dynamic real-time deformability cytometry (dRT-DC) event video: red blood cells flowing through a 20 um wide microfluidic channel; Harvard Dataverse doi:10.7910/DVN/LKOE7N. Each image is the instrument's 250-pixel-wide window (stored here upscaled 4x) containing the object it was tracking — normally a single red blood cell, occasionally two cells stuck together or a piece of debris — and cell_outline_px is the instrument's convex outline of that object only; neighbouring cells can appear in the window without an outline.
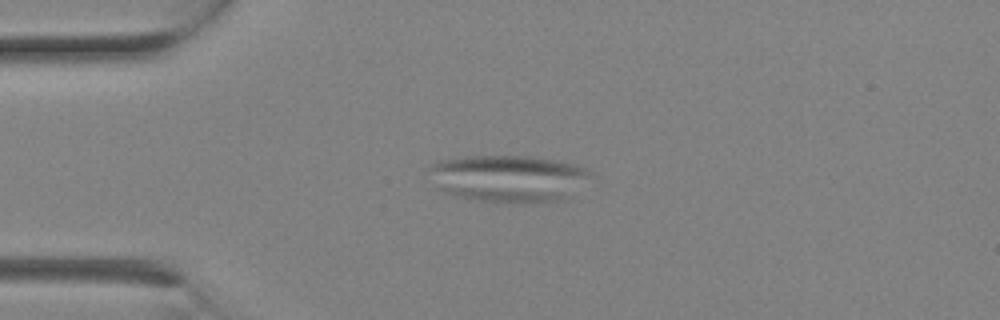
{"species": "Egyptian fruit bat (a non-hibernating species)", "species_latin": "Rousettus aegyptiacus", "temperature_condition": "room temperature", "stored_images_in_passage": 2, "camera_frame_rate_fps": 3000, "um_per_image_px": 0.085, "animal": {"sex": "female"}, "frame": {"image": 1, "passage_image": 2, "time_ms": 0.333, "image_size_px": [1000, 320], "cell_outline_px": [[596, 176], [568, 196], [556, 200], [532, 204], [472, 200], [444, 192], [436, 188], [428, 168], [436, 160], [464, 156], [528, 156], [556, 160], [588, 168]], "centroid_in_image_um": [43.23, 15.16], "position_along_channel_um": 41.8, "area_um2": 44.91}}